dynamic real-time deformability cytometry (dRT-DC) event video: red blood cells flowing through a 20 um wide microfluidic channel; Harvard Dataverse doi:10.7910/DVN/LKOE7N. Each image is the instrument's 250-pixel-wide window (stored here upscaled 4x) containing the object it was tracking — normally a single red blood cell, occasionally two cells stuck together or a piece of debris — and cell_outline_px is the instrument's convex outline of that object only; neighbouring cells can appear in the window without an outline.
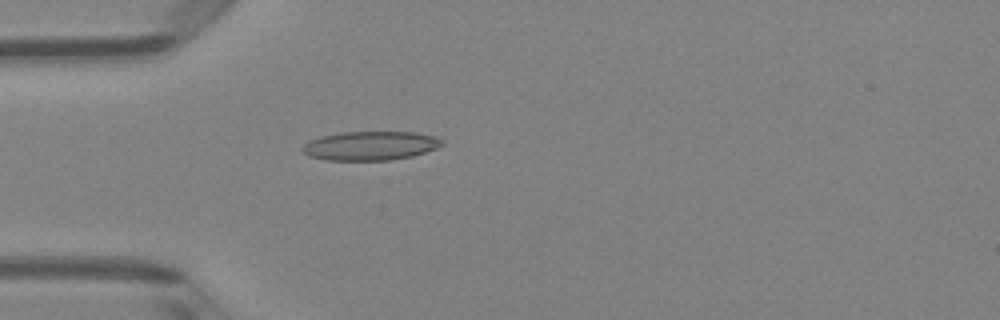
{"species": "Egyptian fruit bat (a non-hibernating species)", "species_latin": "Rousettus aegyptiacus", "temperature_condition": "room temperature", "stored_images_in_passage": 4, "camera_frame_rate_fps": 3000, "um_per_image_px": 0.085, "animal": {"sex": "female"}, "frame": {"image": 1, "passage_image": 4, "time_ms": 1.0, "image_size_px": [1000, 320], "cell_outline_px": [[444, 144], [436, 148], [412, 156], [388, 160], [328, 160], [308, 156], [300, 148], [304, 144], [320, 136], [344, 132], [412, 132], [432, 136], [444, 140]], "centroid_in_image_um": [31.46, 12.39], "position_along_channel_um": 53.5, "area_um2": 23.35}}